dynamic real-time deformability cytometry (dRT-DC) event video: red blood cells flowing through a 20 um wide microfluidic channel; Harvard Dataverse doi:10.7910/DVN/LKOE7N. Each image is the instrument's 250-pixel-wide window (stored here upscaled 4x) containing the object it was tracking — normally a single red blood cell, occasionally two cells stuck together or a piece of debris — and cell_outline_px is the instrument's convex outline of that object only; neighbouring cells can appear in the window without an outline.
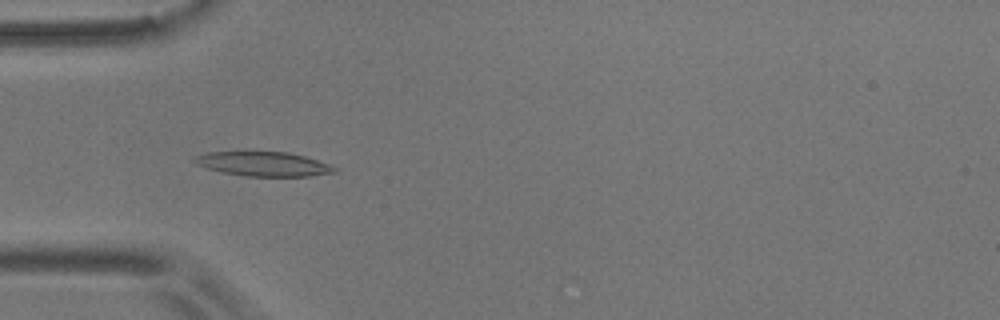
{"species": "common noctule bat (a hibernating species)", "species_latin": "Nyctalus noctula", "temperature_condition": "room temperature", "stored_images_in_passage": 55, "camera_frame_rate_fps": 3000, "um_per_image_px": 0.085, "animal": {"sex": "male", "body_mass_g": 17.9}, "frame": {"image": 1, "passage_image": 17, "time_ms": 5.333, "image_size_px": [1000, 320], "cell_outline_px": [[340, 172], [312, 176], [244, 176], [224, 172], [208, 168], [196, 164], [192, 160], [196, 156], [208, 152], [288, 152], [304, 156], [340, 168]], "centroid_in_image_um": [22.46, 13.94], "position_along_channel_um": 62.5, "area_um2": 19.83}}
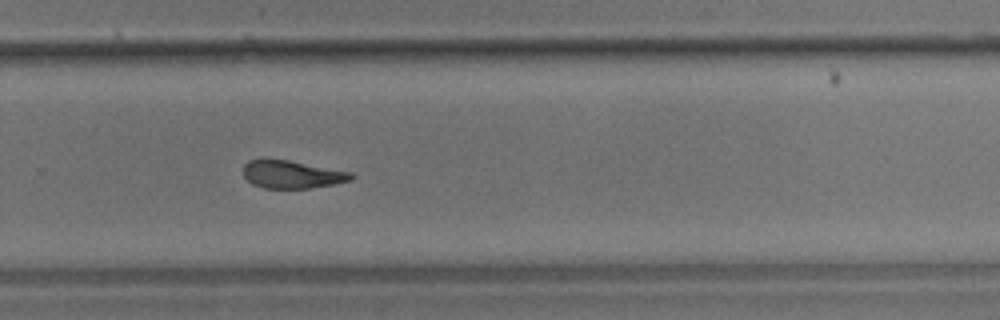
{"frame": {"image": 2, "passage_image": 37, "time_ms": 12.0, "image_size_px": [1000, 320], "cell_outline_px": [[356, 176], [352, 180], [312, 188], [264, 188], [252, 184], [244, 176], [244, 164], [248, 160], [288, 160], [352, 172]], "centroid_in_image_um": [24.85, 14.83], "position_along_channel_um": 304.9, "area_um2": 17.34}}
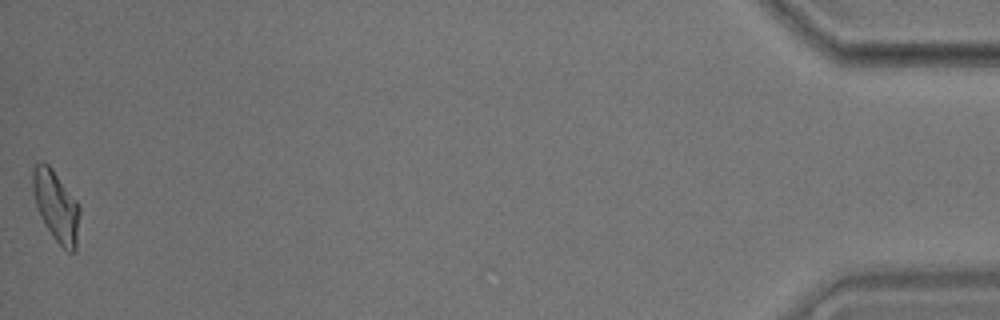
{"frame": {"image": 3, "passage_image": 55, "time_ms": 18.0, "image_size_px": [1000, 320], "cell_outline_px": [[80, 212], [76, 252], [68, 252], [52, 236], [44, 224], [40, 216], [36, 204], [32, 188], [32, 168], [40, 160], [44, 160], [52, 168], [80, 204]], "centroid_in_image_um": [4.78, 17.49], "position_along_channel_um": 430.4, "area_um2": 19.65}, "authors_computed_cell_mechanics": {"area_um2": 18.8428, "velocity_mm_per_s": 3.6617, "shape_relaxation_time_tau1_ms": 9.3877, "shape_relaxation_time_tau2_ms": 4.2386, "deformation_change_tau1": 0.2243, "deformation_change_tau2": 0.1336}}